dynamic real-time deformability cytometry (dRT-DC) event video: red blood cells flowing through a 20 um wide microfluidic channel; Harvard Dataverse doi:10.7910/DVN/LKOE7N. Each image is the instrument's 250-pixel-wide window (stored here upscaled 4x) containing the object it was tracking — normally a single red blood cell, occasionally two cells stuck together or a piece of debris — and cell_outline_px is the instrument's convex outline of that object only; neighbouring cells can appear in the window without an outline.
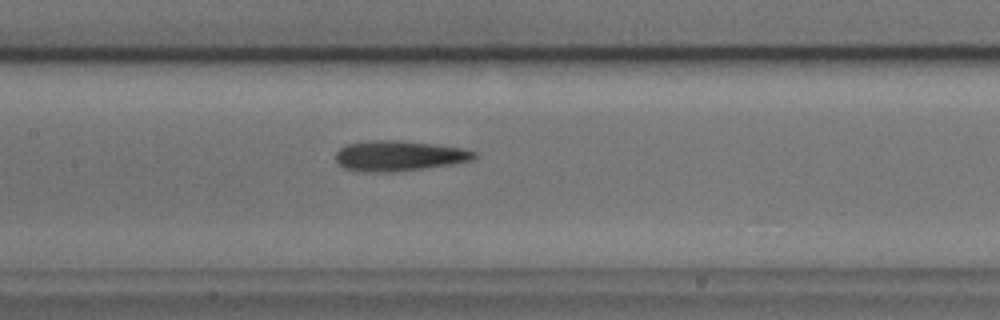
{"species": "common noctule bat (a hibernating species)", "species_latin": "Nyctalus noctula", "temperature_condition": "cold", "stored_images_in_passage": 20, "camera_frame_rate_fps": 3000, "um_per_image_px": 0.085, "animal": {"sex": "male", "body_mass_g": 17.9, "forearm_length_mm": 54.2}, "frame": {"image": 1, "passage_image": 12, "time_ms": 3.667, "image_size_px": [1000, 320], "cell_outline_px": [[480, 156], [472, 160], [452, 164], [396, 172], [364, 172], [344, 168], [336, 160], [336, 152], [340, 148], [348, 144], [372, 140], [400, 140], [464, 148], [480, 152]], "centroid_in_image_um": [33.97, 13.25], "position_along_channel_um": 173.4, "area_um2": 24.68}}
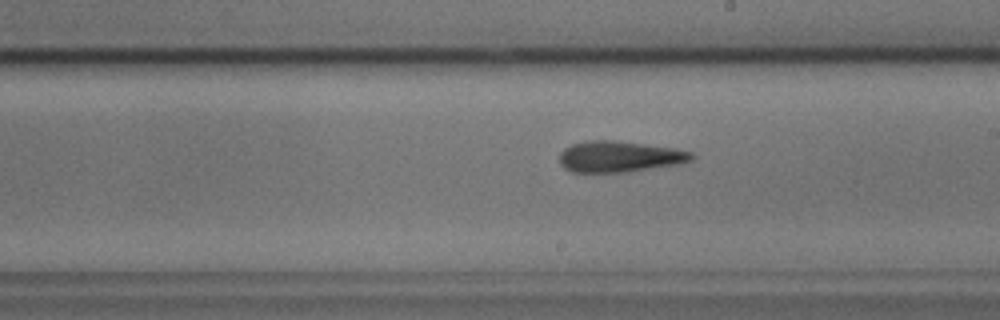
{"frame": {"image": 2, "passage_image": 17, "time_ms": 5.333, "image_size_px": [1000, 320], "cell_outline_px": [[696, 156], [692, 160], [680, 164], [628, 172], [572, 172], [564, 168], [560, 164], [560, 152], [564, 148], [572, 144], [588, 140], [612, 140], [676, 148], [696, 152]], "centroid_in_image_um": [52.7, 13.31], "position_along_channel_um": 236.3, "area_um2": 24.22}}